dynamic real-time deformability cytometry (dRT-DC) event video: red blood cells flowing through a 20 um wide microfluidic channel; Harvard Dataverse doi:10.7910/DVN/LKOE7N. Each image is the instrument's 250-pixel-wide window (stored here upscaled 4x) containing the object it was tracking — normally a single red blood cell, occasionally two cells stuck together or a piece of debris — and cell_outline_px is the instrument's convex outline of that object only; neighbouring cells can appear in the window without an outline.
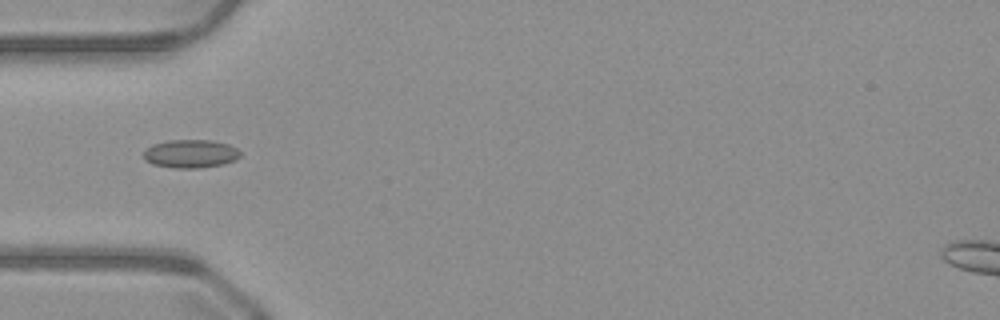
{"species": "common noctule bat (a hibernating species)", "species_latin": "Nyctalus noctula", "temperature_condition": "warm", "stored_images_in_passage": 50, "camera_frame_rate_fps": 3000, "um_per_image_px": 0.085, "animal": {"sex": "male", "body_mass_g": 23.1, "forearm_length_mm": 52.7}, "frame": {"image": 1, "passage_image": 16, "time_ms": 5.0, "image_size_px": [1000, 320], "cell_outline_px": [[240, 156], [236, 160], [224, 164], [200, 168], [172, 168], [152, 164], [144, 160], [144, 148], [152, 144], [168, 140], [212, 140], [228, 144], [236, 148], [240, 152]], "centroid_in_image_um": [16.17, 13.07], "position_along_channel_um": 68.8, "area_um2": 16.18}}
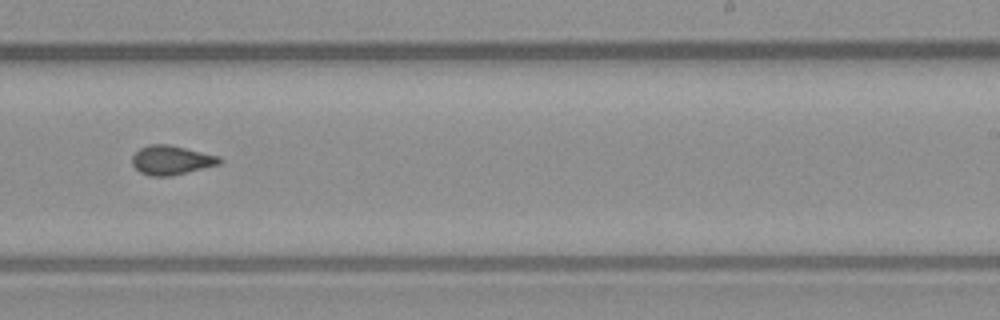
{"frame": {"image": 2, "passage_image": 31, "time_ms": 10.0, "image_size_px": [1000, 320], "cell_outline_px": [[224, 160], [220, 164], [172, 176], [148, 176], [140, 172], [132, 164], [132, 156], [140, 148], [148, 144], [168, 144], [220, 156]], "centroid_in_image_um": [14.57, 13.61], "position_along_channel_um": 274.4, "area_um2": 14.97}}
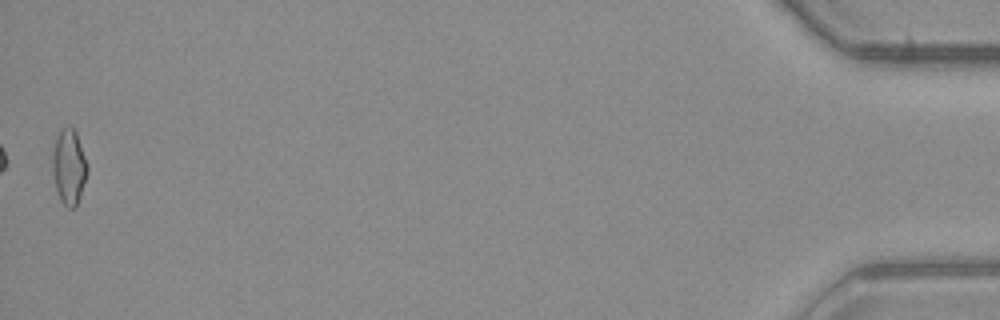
{"frame": {"image": 3, "passage_image": 50, "time_ms": 16.333, "image_size_px": [1000, 320], "cell_outline_px": [[88, 172], [76, 208], [68, 208], [60, 200], [56, 188], [52, 172], [52, 156], [56, 136], [60, 128], [72, 128], [76, 132], [88, 164]], "centroid_in_image_um": [5.86, 14.19], "position_along_channel_um": 429.3, "area_um2": 15.37}, "authors_computed_cell_mechanics": {"area_um2": 14.7968, "velocity_mm_per_s": 4.0927, "shape_relaxation_time_tau1_ms": null, "shape_relaxation_time_tau2_ms": 1.1748, "deformation_change_tau1": null, "deformation_change_tau2": 0.0681}}